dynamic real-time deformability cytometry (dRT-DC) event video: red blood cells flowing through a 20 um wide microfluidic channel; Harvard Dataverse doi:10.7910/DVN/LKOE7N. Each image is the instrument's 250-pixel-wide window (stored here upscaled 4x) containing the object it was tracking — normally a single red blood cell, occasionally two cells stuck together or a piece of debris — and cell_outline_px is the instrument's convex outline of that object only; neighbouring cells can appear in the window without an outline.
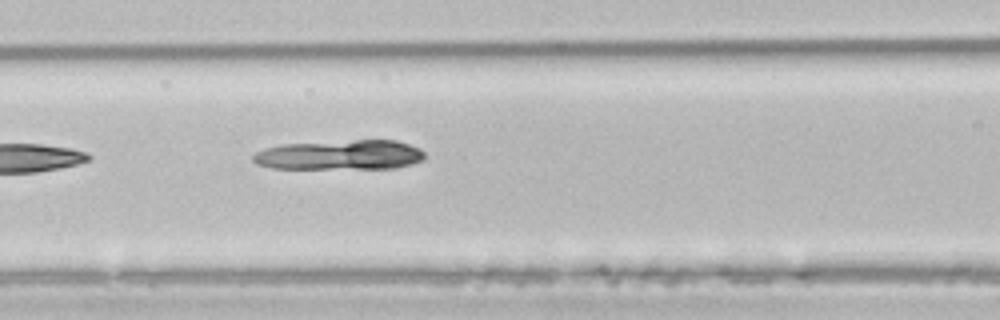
{"species": "common noctule bat (a hibernating species)", "species_latin": "Nyctalus noctula", "temperature_condition": "room temperature", "stored_images_in_passage": 6, "camera_frame_rate_fps": 3000, "um_per_image_px": 0.085, "animal": {"sex": "male", "body_mass_g": 21.5, "forearm_length_mm": 52.0}, "frame": {"image": 1, "passage_image": 6, "time_ms": 6.667, "image_size_px": [1000, 320], "cell_outline_px": [[424, 160], [412, 164], [396, 168], [272, 168], [256, 164], [252, 160], [252, 156], [256, 152], [264, 148], [280, 144], [356, 140], [396, 140], [420, 148], [424, 152]], "centroid_in_image_um": [28.9, 13.17], "position_along_channel_um": 137.7, "area_um2": 29.88}}